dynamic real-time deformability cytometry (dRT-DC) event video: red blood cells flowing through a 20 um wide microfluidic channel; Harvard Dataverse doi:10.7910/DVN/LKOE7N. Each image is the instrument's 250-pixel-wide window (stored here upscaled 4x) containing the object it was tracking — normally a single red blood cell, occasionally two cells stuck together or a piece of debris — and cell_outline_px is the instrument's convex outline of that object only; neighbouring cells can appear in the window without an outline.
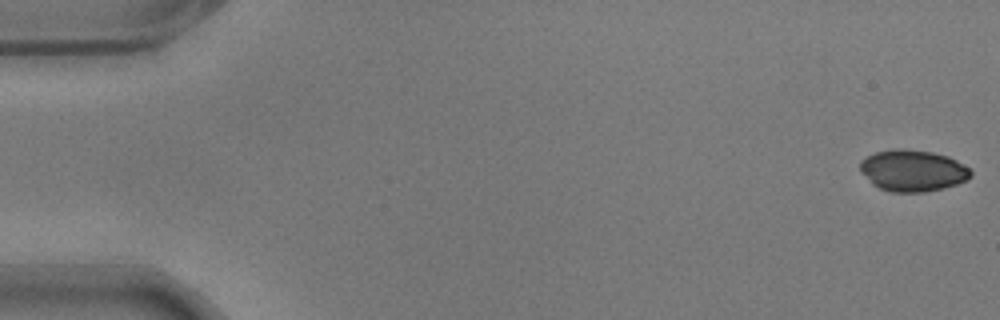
{"species": "common noctule bat (a hibernating species)", "species_latin": "Nyctalus noctula", "temperature_condition": "warm", "stored_images_in_passage": 14, "camera_frame_rate_fps": 3000, "um_per_image_px": 0.085, "animal": {"sex": "male", "body_mass_g": 17.9}, "frame": {"image": 1, "passage_image": 1, "time_ms": 0.0, "image_size_px": [1000, 320], "cell_outline_px": [[972, 176], [968, 180], [944, 188], [924, 192], [892, 192], [880, 188], [872, 184], [860, 172], [860, 160], [876, 152], [932, 152], [948, 156], [956, 160], [968, 168], [972, 172]], "centroid_in_image_um": [77.61, 14.56], "position_along_channel_um": 7.4, "area_um2": 25.95}}
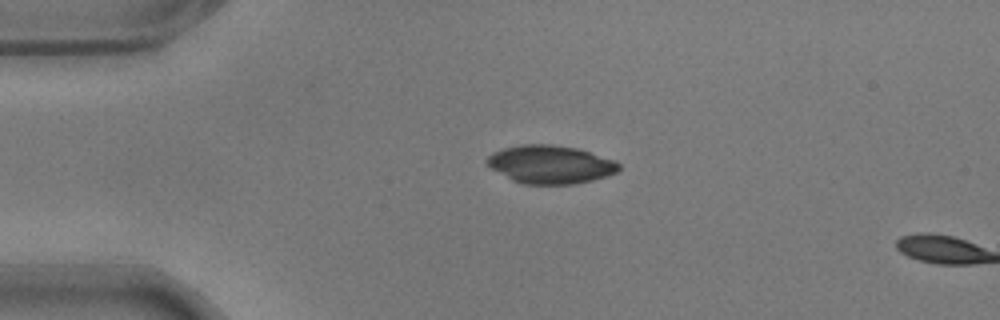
{"frame": {"image": 2, "passage_image": 13, "time_ms": 4.0, "image_size_px": [1000, 320], "cell_outline_px": [[620, 168], [616, 172], [592, 180], [572, 184], [524, 184], [512, 180], [492, 168], [484, 160], [492, 152], [504, 148], [524, 144], [552, 144], [576, 148], [612, 160], [620, 164]], "centroid_in_image_um": [46.74, 13.97], "position_along_channel_um": 38.3, "area_um2": 28.96}}